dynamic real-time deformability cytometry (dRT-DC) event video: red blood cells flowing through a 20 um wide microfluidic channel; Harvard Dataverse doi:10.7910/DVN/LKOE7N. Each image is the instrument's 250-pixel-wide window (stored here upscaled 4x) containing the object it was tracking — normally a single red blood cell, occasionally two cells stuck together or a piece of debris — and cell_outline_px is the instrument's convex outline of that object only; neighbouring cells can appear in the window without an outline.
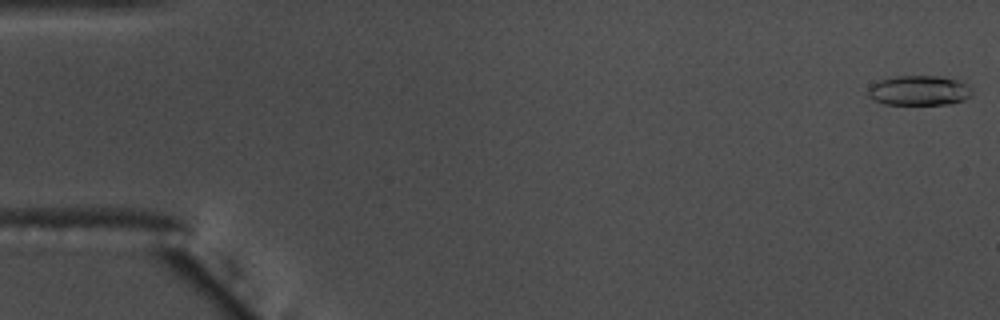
{"species": "common noctule bat (a hibernating species)", "species_latin": "Nyctalus noctula", "temperature_condition": "warm", "stored_images_in_passage": 44, "camera_frame_rate_fps": 3000, "um_per_image_px": 0.085, "animal": {"sex": "male", "body_mass_g": 17.5, "forearm_length_mm": 52.3}, "frame": {"image": 1, "passage_image": 1, "time_ms": 0.0, "image_size_px": [1000, 320], "cell_outline_px": [[972, 96], [964, 100], [948, 104], [884, 104], [872, 100], [868, 96], [868, 88], [872, 84], [880, 80], [896, 76], [940, 76], [960, 80], [968, 84], [972, 88]], "centroid_in_image_um": [78.15, 7.69], "position_along_channel_um": 6.9, "area_um2": 18.32}}